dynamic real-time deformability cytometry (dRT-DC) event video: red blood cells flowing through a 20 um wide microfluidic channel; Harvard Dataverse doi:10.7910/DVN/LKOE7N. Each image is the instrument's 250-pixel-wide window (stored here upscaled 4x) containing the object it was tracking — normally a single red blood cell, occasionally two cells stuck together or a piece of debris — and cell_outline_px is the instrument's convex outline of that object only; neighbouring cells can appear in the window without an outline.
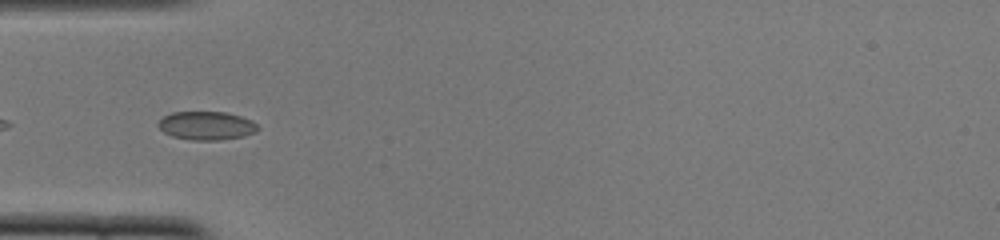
{"species": "common noctule bat (a hibernating species)", "species_latin": "Nyctalus noctula", "temperature_condition": "cold", "stored_images_in_passage": 9, "camera_frame_rate_fps": 3000, "um_per_image_px": 0.085, "animal": {"sex": "female", "body_mass_g": 22.0, "forearm_length_mm": 56.7}, "frame": {"image": 1, "passage_image": 7, "time_ms": 2.0, "image_size_px": [1000, 240], "cell_outline_px": [[260, 128], [256, 132], [244, 136], [220, 140], [192, 140], [172, 136], [164, 132], [156, 124], [164, 116], [172, 112], [224, 112], [240, 116], [252, 120]], "centroid_in_image_um": [17.56, 10.68], "position_along_channel_um": 67.4, "area_um2": 16.53}}